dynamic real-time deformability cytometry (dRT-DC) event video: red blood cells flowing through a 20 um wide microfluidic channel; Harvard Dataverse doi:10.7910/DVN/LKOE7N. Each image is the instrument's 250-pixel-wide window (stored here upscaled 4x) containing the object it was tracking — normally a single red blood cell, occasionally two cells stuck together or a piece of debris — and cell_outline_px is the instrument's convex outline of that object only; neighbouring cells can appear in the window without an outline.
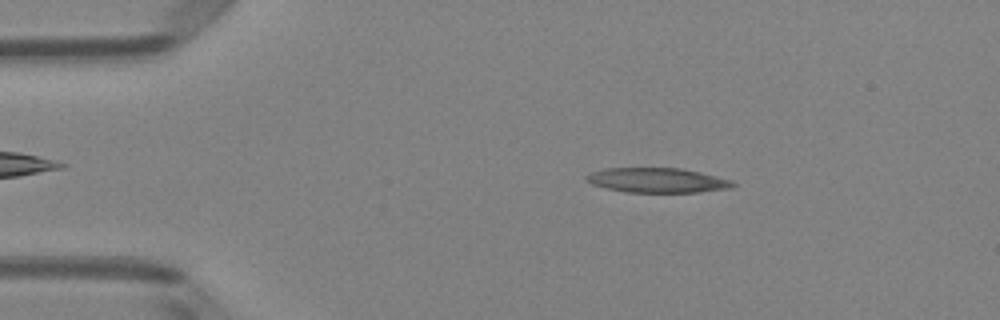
{"species": "Egyptian fruit bat (a non-hibernating species)", "species_latin": "Rousettus aegyptiacus", "temperature_condition": "room temperature", "stored_images_in_passage": 49, "camera_frame_rate_fps": 3000, "um_per_image_px": 0.085, "animal": {"sex": "female"}, "frame": {"image": 1, "passage_image": 8, "time_ms": 2.333, "image_size_px": [1000, 320], "cell_outline_px": [[736, 184], [732, 188], [700, 192], [628, 192], [604, 188], [592, 184], [584, 180], [584, 176], [588, 172], [604, 168], [680, 168], [700, 172], [732, 180]], "centroid_in_image_um": [55.82, 15.32], "position_along_channel_um": 29.2, "area_um2": 21.33}}
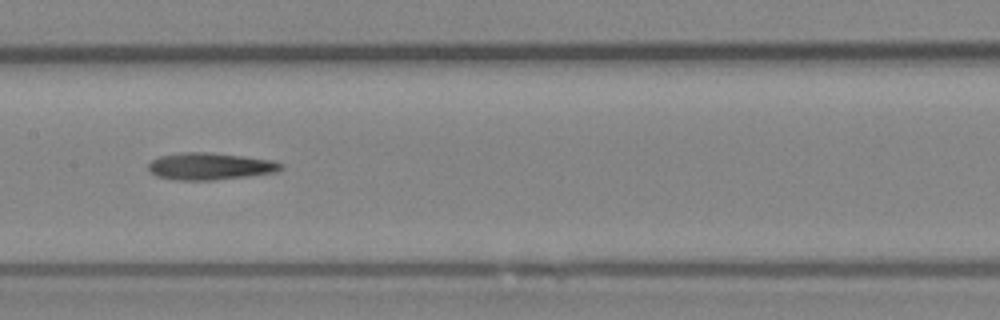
{"frame": {"image": 2, "passage_image": 24, "time_ms": 7.667, "image_size_px": [1000, 320], "cell_outline_px": [[284, 168], [276, 172], [248, 176], [216, 180], [176, 180], [156, 176], [148, 168], [148, 164], [152, 160], [160, 156], [180, 152], [212, 152], [268, 160], [284, 164]], "centroid_in_image_um": [17.83, 14.14], "position_along_channel_um": 189.6, "area_um2": 20.81}}
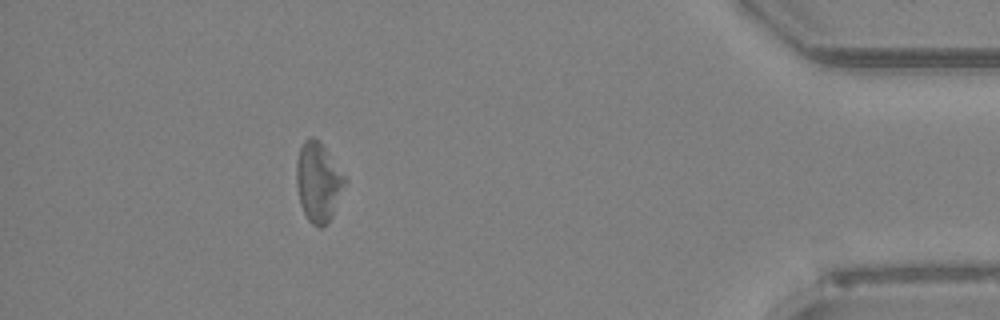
{"frame": {"image": 3, "passage_image": 44, "time_ms": 14.333, "image_size_px": [1000, 320], "cell_outline_px": [[348, 180], [332, 216], [328, 224], [320, 228], [316, 228], [308, 220], [300, 204], [296, 184], [296, 160], [300, 148], [304, 140], [308, 136], [312, 136], [324, 148]], "centroid_in_image_um": [27.04, 15.52], "position_along_channel_um": 408.2, "area_um2": 22.43}}